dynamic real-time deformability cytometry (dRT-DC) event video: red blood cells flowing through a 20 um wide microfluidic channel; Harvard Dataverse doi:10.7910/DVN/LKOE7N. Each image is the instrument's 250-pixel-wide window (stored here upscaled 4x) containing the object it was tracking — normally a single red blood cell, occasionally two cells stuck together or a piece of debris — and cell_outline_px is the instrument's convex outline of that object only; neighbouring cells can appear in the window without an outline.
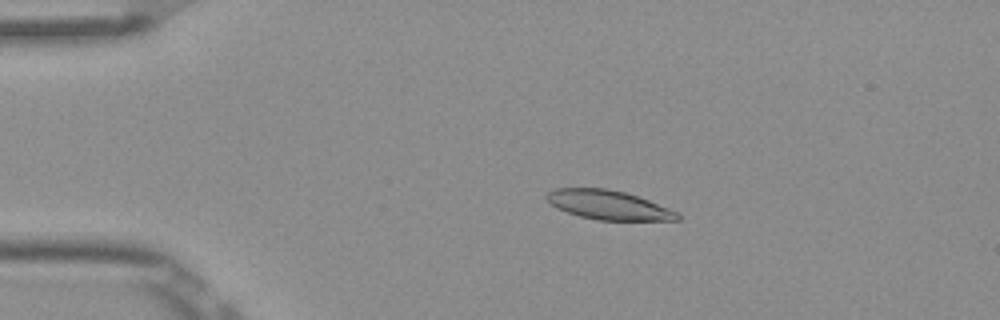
{"species": "Egyptian fruit bat (a non-hibernating species)", "species_latin": "Rousettus aegyptiacus", "temperature_condition": "room temperature", "stored_images_in_passage": 53, "camera_frame_rate_fps": 3000, "um_per_image_px": 0.085, "frame": {"image": 1, "passage_image": 11, "time_ms": 3.333, "image_size_px": [1000, 320], "cell_outline_px": [[680, 220], [596, 220], [580, 216], [556, 208], [544, 196], [548, 192], [556, 188], [608, 188], [624, 192], [648, 200], [680, 212]], "centroid_in_image_um": [51.73, 17.42], "position_along_channel_um": 33.3, "area_um2": 22.2}}
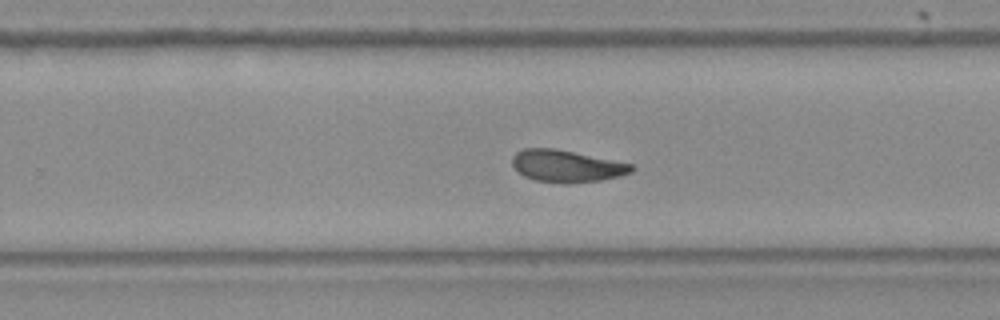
{"frame": {"image": 2, "passage_image": 34, "time_ms": 11.0, "image_size_px": [1000, 320], "cell_outline_px": [[636, 168], [632, 172], [620, 176], [600, 180], [568, 184], [564, 184], [536, 180], [524, 176], [512, 164], [512, 156], [516, 152], [524, 148], [556, 148], [632, 164]], "centroid_in_image_um": [48.17, 14.11], "position_along_channel_um": 281.6, "area_um2": 22.31}}
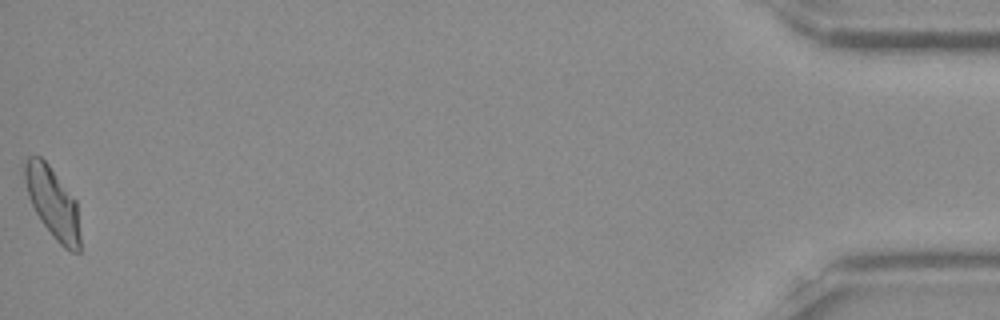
{"frame": {"image": 3, "passage_image": 53, "time_ms": 17.333, "image_size_px": [1000, 320], "cell_outline_px": [[80, 252], [72, 252], [64, 248], [52, 236], [40, 220], [28, 196], [24, 180], [20, 160], [28, 156], [40, 156], [48, 164], [76, 200], [80, 236]], "centroid_in_image_um": [4.43, 17.19], "position_along_channel_um": 430.8, "area_um2": 23.12}, "authors_computed_cell_mechanics": {"area_um2": 22.7154, "velocity_mm_per_s": 3.8675, "shape_relaxation_time_tau1_ms": 10.573, "shape_relaxation_time_tau2_ms": 3.4966, "deformation_change_tau1": 0.2764, "deformation_change_tau2": 0.0974}}